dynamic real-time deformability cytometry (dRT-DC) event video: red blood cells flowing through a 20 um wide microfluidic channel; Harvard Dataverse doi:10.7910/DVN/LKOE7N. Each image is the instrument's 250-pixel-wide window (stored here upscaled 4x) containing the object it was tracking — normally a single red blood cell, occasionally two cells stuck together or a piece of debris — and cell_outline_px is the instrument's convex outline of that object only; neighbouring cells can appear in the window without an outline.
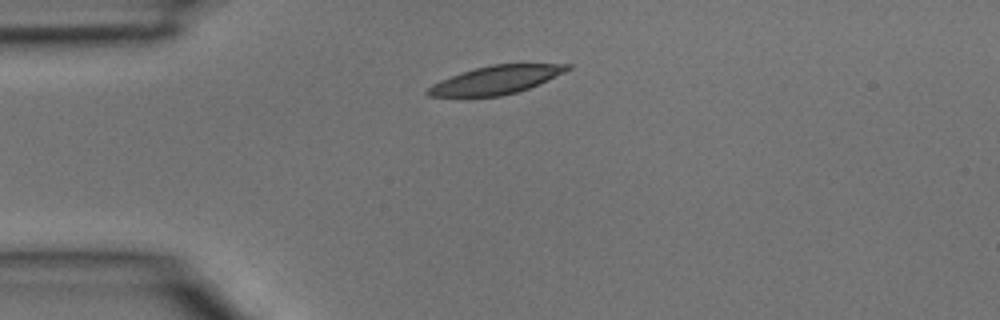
{"species": "common noctule bat (a hibernating species)", "species_latin": "Nyctalus noctula", "temperature_condition": "room temperature", "stored_images_in_passage": 2, "camera_frame_rate_fps": 3000, "um_per_image_px": 0.085, "animal": {"sex": "male", "body_mass_g": 15.6}, "frame": {"image": 1, "passage_image": 1, "time_ms": 0.0, "image_size_px": [1000, 320], "cell_outline_px": [[572, 68], [564, 72], [528, 88], [516, 92], [500, 96], [428, 96], [424, 92], [432, 84], [440, 80], [476, 68], [492, 64], [572, 64]], "centroid_in_image_um": [42.14, 6.79], "position_along_channel_um": 42.9, "area_um2": 22.48}}